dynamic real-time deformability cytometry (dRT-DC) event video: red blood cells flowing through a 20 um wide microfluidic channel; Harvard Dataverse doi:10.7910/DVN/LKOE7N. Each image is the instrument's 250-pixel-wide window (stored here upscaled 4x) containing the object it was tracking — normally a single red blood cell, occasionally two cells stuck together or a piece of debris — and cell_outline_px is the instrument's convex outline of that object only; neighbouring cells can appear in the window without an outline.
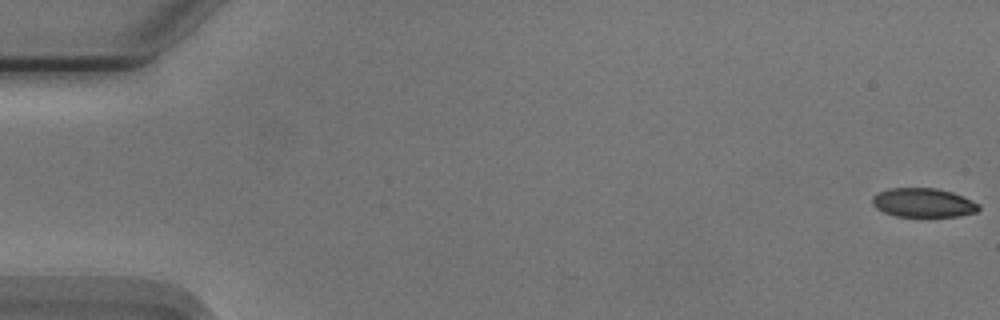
{"species": "Egyptian fruit bat (a non-hibernating species)", "species_latin": "Rousettus aegyptiacus", "temperature_condition": "cold", "stored_images_in_passage": 55, "camera_frame_rate_fps": 3000, "um_per_image_px": 0.085, "animal": {"sex": "male"}, "frame": {"image": 1, "passage_image": 1, "time_ms": 0.0, "image_size_px": [1000, 320], "cell_outline_px": [[980, 208], [976, 212], [956, 216], [896, 216], [884, 212], [876, 208], [872, 204], [872, 196], [876, 192], [888, 188], [936, 188], [952, 192], [964, 196], [980, 204]], "centroid_in_image_um": [78.46, 17.21], "position_along_channel_um": 6.5, "area_um2": 18.09}}
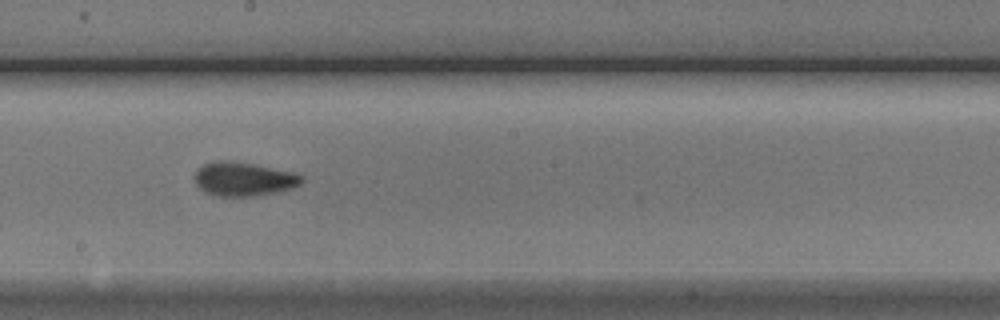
{"frame": {"image": 2, "passage_image": 31, "time_ms": 10.0, "image_size_px": [1000, 320], "cell_outline_px": [[304, 180], [300, 184], [292, 188], [276, 192], [256, 196], [216, 196], [204, 192], [196, 184], [192, 176], [196, 168], [204, 164], [216, 160], [228, 160], [252, 164], [292, 172], [304, 176]], "centroid_in_image_um": [20.65, 15.22], "position_along_channel_um": 227.5, "area_um2": 21.33}}
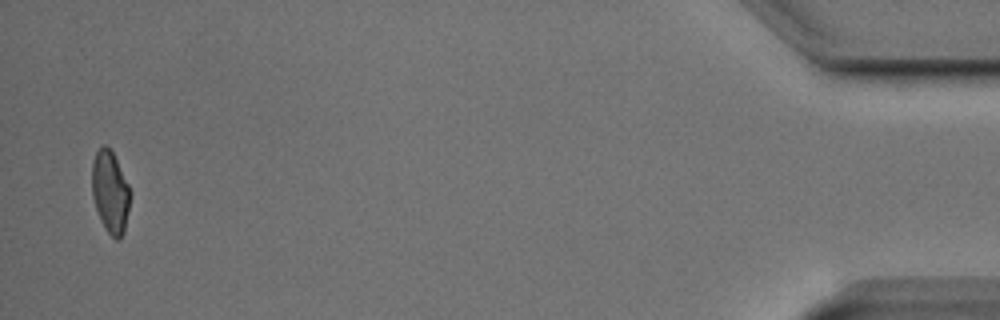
{"frame": {"image": 3, "passage_image": 54, "time_ms": 17.667, "image_size_px": [1000, 320], "cell_outline_px": [[132, 192], [124, 232], [120, 240], [116, 240], [104, 228], [100, 220], [92, 196], [92, 160], [96, 152], [104, 144], [112, 152]], "centroid_in_image_um": [9.37, 16.36], "position_along_channel_um": 425.8, "area_um2": 18.32}, "authors_computed_cell_mechanics": {"area_um2": 19.8254, "velocity_mm_per_s": 3.7506, "shape_relaxation_time_tau1_ms": 3.4732, "shape_relaxation_time_tau2_ms": 1.8766, "deformation_change_tau1": 0.1251, "deformation_change_tau2": 0.0598}}